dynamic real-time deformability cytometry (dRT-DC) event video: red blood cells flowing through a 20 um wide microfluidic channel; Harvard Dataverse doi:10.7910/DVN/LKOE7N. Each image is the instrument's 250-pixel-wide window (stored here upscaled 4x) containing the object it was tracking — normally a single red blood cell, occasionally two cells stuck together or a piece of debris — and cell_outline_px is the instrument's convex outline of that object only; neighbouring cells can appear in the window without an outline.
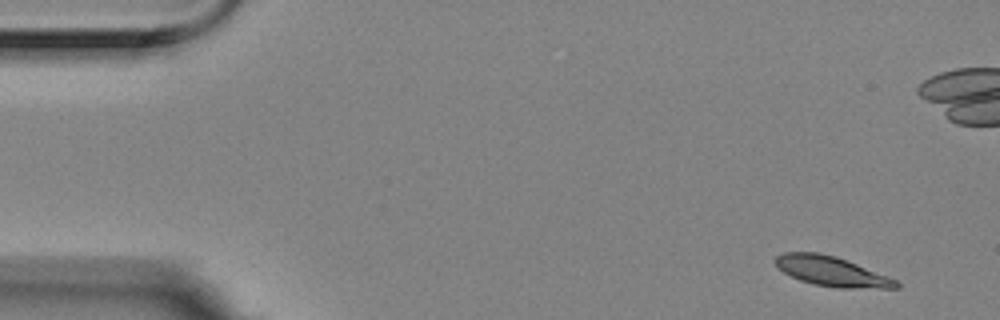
{"species": "Egyptian fruit bat (a non-hibernating species)", "species_latin": "Rousettus aegyptiacus", "temperature_condition": "room temperature", "stored_images_in_passage": 6, "segment_of_instrument_passage": [2, 2], "camera_frame_rate_fps": 3000, "um_per_image_px": 0.085, "animal": {"sex": "female"}, "frame": {"image": 1, "passage_image": 6, "time_ms": 1.667, "image_size_px": [1000, 320], "cell_outline_px": [[900, 288], [836, 288], [812, 284], [800, 280], [776, 268], [772, 260], [776, 256], [784, 252], [816, 252], [836, 256], [888, 276], [896, 280], [900, 284]], "centroid_in_image_um": [70.65, 23.06], "position_along_channel_um": 14.4, "area_um2": 21.1}}